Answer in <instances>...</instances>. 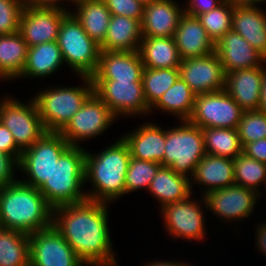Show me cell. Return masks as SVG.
Wrapping results in <instances>:
<instances>
[{"label": "cell", "instance_id": "obj_21", "mask_svg": "<svg viewBox=\"0 0 266 266\" xmlns=\"http://www.w3.org/2000/svg\"><path fill=\"white\" fill-rule=\"evenodd\" d=\"M184 8L173 0H156L145 5L142 37H174Z\"/></svg>", "mask_w": 266, "mask_h": 266}, {"label": "cell", "instance_id": "obj_19", "mask_svg": "<svg viewBox=\"0 0 266 266\" xmlns=\"http://www.w3.org/2000/svg\"><path fill=\"white\" fill-rule=\"evenodd\" d=\"M215 52L226 74L262 66L266 62V59L233 29L215 43Z\"/></svg>", "mask_w": 266, "mask_h": 266}, {"label": "cell", "instance_id": "obj_9", "mask_svg": "<svg viewBox=\"0 0 266 266\" xmlns=\"http://www.w3.org/2000/svg\"><path fill=\"white\" fill-rule=\"evenodd\" d=\"M7 97V98H6ZM2 99L0 122L10 130L16 145L23 151L31 147L47 131L34 99L24 104L13 97Z\"/></svg>", "mask_w": 266, "mask_h": 266}, {"label": "cell", "instance_id": "obj_5", "mask_svg": "<svg viewBox=\"0 0 266 266\" xmlns=\"http://www.w3.org/2000/svg\"><path fill=\"white\" fill-rule=\"evenodd\" d=\"M85 86L47 88L33 97L47 132L60 133L94 92L91 77L80 76Z\"/></svg>", "mask_w": 266, "mask_h": 266}, {"label": "cell", "instance_id": "obj_49", "mask_svg": "<svg viewBox=\"0 0 266 266\" xmlns=\"http://www.w3.org/2000/svg\"><path fill=\"white\" fill-rule=\"evenodd\" d=\"M177 262V263H176ZM143 266H190L187 263L184 262H178V261H165V260H157V261H152V262H147V265H143Z\"/></svg>", "mask_w": 266, "mask_h": 266}, {"label": "cell", "instance_id": "obj_43", "mask_svg": "<svg viewBox=\"0 0 266 266\" xmlns=\"http://www.w3.org/2000/svg\"><path fill=\"white\" fill-rule=\"evenodd\" d=\"M0 151L15 156L18 160L21 158L22 150L16 145L13 135L0 122Z\"/></svg>", "mask_w": 266, "mask_h": 266}, {"label": "cell", "instance_id": "obj_16", "mask_svg": "<svg viewBox=\"0 0 266 266\" xmlns=\"http://www.w3.org/2000/svg\"><path fill=\"white\" fill-rule=\"evenodd\" d=\"M179 73L196 95L225 89L226 73L216 52L182 60Z\"/></svg>", "mask_w": 266, "mask_h": 266}, {"label": "cell", "instance_id": "obj_28", "mask_svg": "<svg viewBox=\"0 0 266 266\" xmlns=\"http://www.w3.org/2000/svg\"><path fill=\"white\" fill-rule=\"evenodd\" d=\"M138 51L146 68H179L182 62L174 37H143Z\"/></svg>", "mask_w": 266, "mask_h": 266}, {"label": "cell", "instance_id": "obj_17", "mask_svg": "<svg viewBox=\"0 0 266 266\" xmlns=\"http://www.w3.org/2000/svg\"><path fill=\"white\" fill-rule=\"evenodd\" d=\"M69 10L60 8H23L19 33L28 47L57 40L63 17Z\"/></svg>", "mask_w": 266, "mask_h": 266}, {"label": "cell", "instance_id": "obj_27", "mask_svg": "<svg viewBox=\"0 0 266 266\" xmlns=\"http://www.w3.org/2000/svg\"><path fill=\"white\" fill-rule=\"evenodd\" d=\"M141 22L121 15H111L103 51H136L142 40Z\"/></svg>", "mask_w": 266, "mask_h": 266}, {"label": "cell", "instance_id": "obj_25", "mask_svg": "<svg viewBox=\"0 0 266 266\" xmlns=\"http://www.w3.org/2000/svg\"><path fill=\"white\" fill-rule=\"evenodd\" d=\"M258 7L234 6L232 29L266 59V13Z\"/></svg>", "mask_w": 266, "mask_h": 266}, {"label": "cell", "instance_id": "obj_51", "mask_svg": "<svg viewBox=\"0 0 266 266\" xmlns=\"http://www.w3.org/2000/svg\"><path fill=\"white\" fill-rule=\"evenodd\" d=\"M137 1L145 6V5L151 4L153 1H156V0H137Z\"/></svg>", "mask_w": 266, "mask_h": 266}, {"label": "cell", "instance_id": "obj_30", "mask_svg": "<svg viewBox=\"0 0 266 266\" xmlns=\"http://www.w3.org/2000/svg\"><path fill=\"white\" fill-rule=\"evenodd\" d=\"M56 41L28 47L27 60L19 78H45L65 64Z\"/></svg>", "mask_w": 266, "mask_h": 266}, {"label": "cell", "instance_id": "obj_15", "mask_svg": "<svg viewBox=\"0 0 266 266\" xmlns=\"http://www.w3.org/2000/svg\"><path fill=\"white\" fill-rule=\"evenodd\" d=\"M260 194L256 191L239 185H232L219 190L206 193L201 203L214 215L225 219L227 222L243 221L252 212ZM203 201V202H202ZM243 218V219H242Z\"/></svg>", "mask_w": 266, "mask_h": 266}, {"label": "cell", "instance_id": "obj_6", "mask_svg": "<svg viewBox=\"0 0 266 266\" xmlns=\"http://www.w3.org/2000/svg\"><path fill=\"white\" fill-rule=\"evenodd\" d=\"M56 42L64 62L77 76L91 77L96 72L100 45L89 37L70 11L62 19Z\"/></svg>", "mask_w": 266, "mask_h": 266}, {"label": "cell", "instance_id": "obj_11", "mask_svg": "<svg viewBox=\"0 0 266 266\" xmlns=\"http://www.w3.org/2000/svg\"><path fill=\"white\" fill-rule=\"evenodd\" d=\"M116 119L108 106L93 92L60 134L71 146H80L81 141L105 132Z\"/></svg>", "mask_w": 266, "mask_h": 266}, {"label": "cell", "instance_id": "obj_35", "mask_svg": "<svg viewBox=\"0 0 266 266\" xmlns=\"http://www.w3.org/2000/svg\"><path fill=\"white\" fill-rule=\"evenodd\" d=\"M179 77V68L151 69L144 67L141 81L144 96L150 109Z\"/></svg>", "mask_w": 266, "mask_h": 266}, {"label": "cell", "instance_id": "obj_20", "mask_svg": "<svg viewBox=\"0 0 266 266\" xmlns=\"http://www.w3.org/2000/svg\"><path fill=\"white\" fill-rule=\"evenodd\" d=\"M235 70L226 74L225 91L244 110H258L265 67ZM264 67V68H263Z\"/></svg>", "mask_w": 266, "mask_h": 266}, {"label": "cell", "instance_id": "obj_39", "mask_svg": "<svg viewBox=\"0 0 266 266\" xmlns=\"http://www.w3.org/2000/svg\"><path fill=\"white\" fill-rule=\"evenodd\" d=\"M242 146L266 139V113L259 110L244 111L237 126Z\"/></svg>", "mask_w": 266, "mask_h": 266}, {"label": "cell", "instance_id": "obj_8", "mask_svg": "<svg viewBox=\"0 0 266 266\" xmlns=\"http://www.w3.org/2000/svg\"><path fill=\"white\" fill-rule=\"evenodd\" d=\"M69 146L60 133L46 132L22 151L18 170L26 174L27 180L20 181L39 189L50 178L55 163Z\"/></svg>", "mask_w": 266, "mask_h": 266}, {"label": "cell", "instance_id": "obj_3", "mask_svg": "<svg viewBox=\"0 0 266 266\" xmlns=\"http://www.w3.org/2000/svg\"><path fill=\"white\" fill-rule=\"evenodd\" d=\"M100 153L85 152V182L92 184L86 191L88 200L109 203L125 195V176L131 153L128 144L120 137Z\"/></svg>", "mask_w": 266, "mask_h": 266}, {"label": "cell", "instance_id": "obj_34", "mask_svg": "<svg viewBox=\"0 0 266 266\" xmlns=\"http://www.w3.org/2000/svg\"><path fill=\"white\" fill-rule=\"evenodd\" d=\"M202 131L206 154L235 159L243 153L237 128H204Z\"/></svg>", "mask_w": 266, "mask_h": 266}, {"label": "cell", "instance_id": "obj_2", "mask_svg": "<svg viewBox=\"0 0 266 266\" xmlns=\"http://www.w3.org/2000/svg\"><path fill=\"white\" fill-rule=\"evenodd\" d=\"M53 208L38 188L20 180L0 187V228L32 234L52 226Z\"/></svg>", "mask_w": 266, "mask_h": 266}, {"label": "cell", "instance_id": "obj_47", "mask_svg": "<svg viewBox=\"0 0 266 266\" xmlns=\"http://www.w3.org/2000/svg\"><path fill=\"white\" fill-rule=\"evenodd\" d=\"M257 226L258 227L255 230L256 231L255 245L258 246L257 248L260 250L259 252H262L263 254L266 255V220L265 222H262Z\"/></svg>", "mask_w": 266, "mask_h": 266}, {"label": "cell", "instance_id": "obj_29", "mask_svg": "<svg viewBox=\"0 0 266 266\" xmlns=\"http://www.w3.org/2000/svg\"><path fill=\"white\" fill-rule=\"evenodd\" d=\"M73 15L79 20L84 31L98 45L106 38L111 13L103 0H75ZM76 12V13H75Z\"/></svg>", "mask_w": 266, "mask_h": 266}, {"label": "cell", "instance_id": "obj_10", "mask_svg": "<svg viewBox=\"0 0 266 266\" xmlns=\"http://www.w3.org/2000/svg\"><path fill=\"white\" fill-rule=\"evenodd\" d=\"M244 110L225 91L196 95L193 112L188 120L204 128H237Z\"/></svg>", "mask_w": 266, "mask_h": 266}, {"label": "cell", "instance_id": "obj_45", "mask_svg": "<svg viewBox=\"0 0 266 266\" xmlns=\"http://www.w3.org/2000/svg\"><path fill=\"white\" fill-rule=\"evenodd\" d=\"M243 153L261 163L266 164V139L247 143L243 146Z\"/></svg>", "mask_w": 266, "mask_h": 266}, {"label": "cell", "instance_id": "obj_44", "mask_svg": "<svg viewBox=\"0 0 266 266\" xmlns=\"http://www.w3.org/2000/svg\"><path fill=\"white\" fill-rule=\"evenodd\" d=\"M188 1L189 3L185 4L184 12L190 16L197 17L200 14H204L215 9L224 0H188Z\"/></svg>", "mask_w": 266, "mask_h": 266}, {"label": "cell", "instance_id": "obj_38", "mask_svg": "<svg viewBox=\"0 0 266 266\" xmlns=\"http://www.w3.org/2000/svg\"><path fill=\"white\" fill-rule=\"evenodd\" d=\"M160 163L139 160L131 157L125 176V194L136 190H148L150 182L155 177Z\"/></svg>", "mask_w": 266, "mask_h": 266}, {"label": "cell", "instance_id": "obj_50", "mask_svg": "<svg viewBox=\"0 0 266 266\" xmlns=\"http://www.w3.org/2000/svg\"><path fill=\"white\" fill-rule=\"evenodd\" d=\"M234 6H256L266 0H227Z\"/></svg>", "mask_w": 266, "mask_h": 266}, {"label": "cell", "instance_id": "obj_12", "mask_svg": "<svg viewBox=\"0 0 266 266\" xmlns=\"http://www.w3.org/2000/svg\"><path fill=\"white\" fill-rule=\"evenodd\" d=\"M94 93L115 117L150 114L142 81L92 80Z\"/></svg>", "mask_w": 266, "mask_h": 266}, {"label": "cell", "instance_id": "obj_33", "mask_svg": "<svg viewBox=\"0 0 266 266\" xmlns=\"http://www.w3.org/2000/svg\"><path fill=\"white\" fill-rule=\"evenodd\" d=\"M29 234L0 228V266H29Z\"/></svg>", "mask_w": 266, "mask_h": 266}, {"label": "cell", "instance_id": "obj_1", "mask_svg": "<svg viewBox=\"0 0 266 266\" xmlns=\"http://www.w3.org/2000/svg\"><path fill=\"white\" fill-rule=\"evenodd\" d=\"M107 205L87 199L53 209L52 225L85 266H118L112 251Z\"/></svg>", "mask_w": 266, "mask_h": 266}, {"label": "cell", "instance_id": "obj_46", "mask_svg": "<svg viewBox=\"0 0 266 266\" xmlns=\"http://www.w3.org/2000/svg\"><path fill=\"white\" fill-rule=\"evenodd\" d=\"M62 1L65 2L64 0H22V3L25 7L60 8V9L68 10L67 8H64L63 6H61V4H63ZM68 1L72 2L73 4L75 0H68Z\"/></svg>", "mask_w": 266, "mask_h": 266}, {"label": "cell", "instance_id": "obj_4", "mask_svg": "<svg viewBox=\"0 0 266 266\" xmlns=\"http://www.w3.org/2000/svg\"><path fill=\"white\" fill-rule=\"evenodd\" d=\"M85 152L81 146H69L53 167L50 178L39 188L49 205L75 204L87 200L85 186Z\"/></svg>", "mask_w": 266, "mask_h": 266}, {"label": "cell", "instance_id": "obj_48", "mask_svg": "<svg viewBox=\"0 0 266 266\" xmlns=\"http://www.w3.org/2000/svg\"><path fill=\"white\" fill-rule=\"evenodd\" d=\"M258 110L266 113V70L263 71V78L261 82L260 102H259Z\"/></svg>", "mask_w": 266, "mask_h": 266}, {"label": "cell", "instance_id": "obj_14", "mask_svg": "<svg viewBox=\"0 0 266 266\" xmlns=\"http://www.w3.org/2000/svg\"><path fill=\"white\" fill-rule=\"evenodd\" d=\"M200 201H194L191 195L182 201L169 203L162 208L164 227L169 236L186 240L205 239V217ZM205 232V233H204Z\"/></svg>", "mask_w": 266, "mask_h": 266}, {"label": "cell", "instance_id": "obj_36", "mask_svg": "<svg viewBox=\"0 0 266 266\" xmlns=\"http://www.w3.org/2000/svg\"><path fill=\"white\" fill-rule=\"evenodd\" d=\"M235 184L250 188L261 195L259 186L266 184V164L241 153L233 159Z\"/></svg>", "mask_w": 266, "mask_h": 266}, {"label": "cell", "instance_id": "obj_23", "mask_svg": "<svg viewBox=\"0 0 266 266\" xmlns=\"http://www.w3.org/2000/svg\"><path fill=\"white\" fill-rule=\"evenodd\" d=\"M146 123L122 135V138L129 146L131 157L161 164L165 151V129L155 123Z\"/></svg>", "mask_w": 266, "mask_h": 266}, {"label": "cell", "instance_id": "obj_22", "mask_svg": "<svg viewBox=\"0 0 266 266\" xmlns=\"http://www.w3.org/2000/svg\"><path fill=\"white\" fill-rule=\"evenodd\" d=\"M174 40L182 60L204 57L215 52V43L199 19L185 12L179 20Z\"/></svg>", "mask_w": 266, "mask_h": 266}, {"label": "cell", "instance_id": "obj_32", "mask_svg": "<svg viewBox=\"0 0 266 266\" xmlns=\"http://www.w3.org/2000/svg\"><path fill=\"white\" fill-rule=\"evenodd\" d=\"M196 94L189 85L179 77L177 81L161 96L159 101L150 109L161 110L162 113L178 116L180 121H188L194 107Z\"/></svg>", "mask_w": 266, "mask_h": 266}, {"label": "cell", "instance_id": "obj_7", "mask_svg": "<svg viewBox=\"0 0 266 266\" xmlns=\"http://www.w3.org/2000/svg\"><path fill=\"white\" fill-rule=\"evenodd\" d=\"M180 122L179 126L165 129V151L161 166L192 176L196 165L206 155L204 134L200 127L188 121Z\"/></svg>", "mask_w": 266, "mask_h": 266}, {"label": "cell", "instance_id": "obj_13", "mask_svg": "<svg viewBox=\"0 0 266 266\" xmlns=\"http://www.w3.org/2000/svg\"><path fill=\"white\" fill-rule=\"evenodd\" d=\"M29 266H84L52 225L29 234Z\"/></svg>", "mask_w": 266, "mask_h": 266}, {"label": "cell", "instance_id": "obj_40", "mask_svg": "<svg viewBox=\"0 0 266 266\" xmlns=\"http://www.w3.org/2000/svg\"><path fill=\"white\" fill-rule=\"evenodd\" d=\"M22 0H0V35L19 31Z\"/></svg>", "mask_w": 266, "mask_h": 266}, {"label": "cell", "instance_id": "obj_42", "mask_svg": "<svg viewBox=\"0 0 266 266\" xmlns=\"http://www.w3.org/2000/svg\"><path fill=\"white\" fill-rule=\"evenodd\" d=\"M16 167V168H15ZM19 169V160L15 156L0 151V187L15 183V169Z\"/></svg>", "mask_w": 266, "mask_h": 266}, {"label": "cell", "instance_id": "obj_24", "mask_svg": "<svg viewBox=\"0 0 266 266\" xmlns=\"http://www.w3.org/2000/svg\"><path fill=\"white\" fill-rule=\"evenodd\" d=\"M233 159L206 154L196 165L193 175L190 177V186L193 191L192 181L202 189L204 196L212 190H219L235 184Z\"/></svg>", "mask_w": 266, "mask_h": 266}, {"label": "cell", "instance_id": "obj_18", "mask_svg": "<svg viewBox=\"0 0 266 266\" xmlns=\"http://www.w3.org/2000/svg\"><path fill=\"white\" fill-rule=\"evenodd\" d=\"M144 65L139 51H100L92 80L141 81Z\"/></svg>", "mask_w": 266, "mask_h": 266}, {"label": "cell", "instance_id": "obj_31", "mask_svg": "<svg viewBox=\"0 0 266 266\" xmlns=\"http://www.w3.org/2000/svg\"><path fill=\"white\" fill-rule=\"evenodd\" d=\"M28 45L18 32L0 35V79H18L25 67Z\"/></svg>", "mask_w": 266, "mask_h": 266}, {"label": "cell", "instance_id": "obj_26", "mask_svg": "<svg viewBox=\"0 0 266 266\" xmlns=\"http://www.w3.org/2000/svg\"><path fill=\"white\" fill-rule=\"evenodd\" d=\"M162 208L169 203L182 201L192 195L189 176L175 172L167 166H160L147 190Z\"/></svg>", "mask_w": 266, "mask_h": 266}, {"label": "cell", "instance_id": "obj_37", "mask_svg": "<svg viewBox=\"0 0 266 266\" xmlns=\"http://www.w3.org/2000/svg\"><path fill=\"white\" fill-rule=\"evenodd\" d=\"M234 5L224 0L215 9L197 16L214 43L218 42L232 29V13Z\"/></svg>", "mask_w": 266, "mask_h": 266}, {"label": "cell", "instance_id": "obj_41", "mask_svg": "<svg viewBox=\"0 0 266 266\" xmlns=\"http://www.w3.org/2000/svg\"><path fill=\"white\" fill-rule=\"evenodd\" d=\"M111 15H121L139 20L143 19L144 5L137 0H103Z\"/></svg>", "mask_w": 266, "mask_h": 266}]
</instances>
